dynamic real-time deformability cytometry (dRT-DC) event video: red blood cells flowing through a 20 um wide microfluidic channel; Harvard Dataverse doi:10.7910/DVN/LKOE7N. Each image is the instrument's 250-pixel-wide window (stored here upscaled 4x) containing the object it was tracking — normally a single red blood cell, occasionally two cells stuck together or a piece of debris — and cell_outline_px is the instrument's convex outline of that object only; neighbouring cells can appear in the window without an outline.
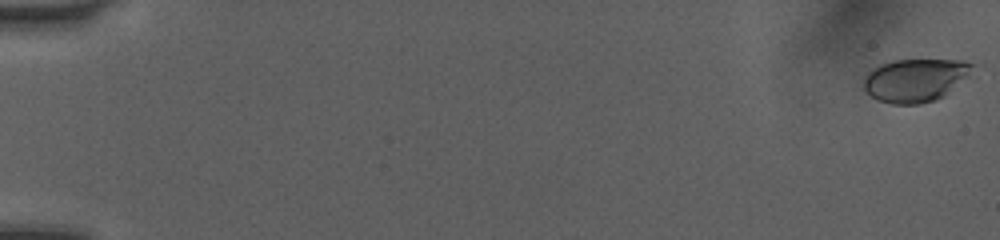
{"species": "human", "species_latin": "Homo sapiens", "temperature_condition": "room temperature", "stored_images_in_passage": 52, "camera_frame_rate_fps": 3000, "um_per_image_px": 0.085, "donor": {"sex": "female"}, "frame": {"image": 1, "passage_image": 1, "time_ms": 0.0, "image_size_px": [1000, 240], "cell_outline_px": [[976, 64], [968, 76], [944, 96], [936, 100], [920, 104], [892, 104], [876, 100], [864, 88], [864, 76], [872, 68], [880, 64], [892, 60], [964, 60]], "centroid_in_image_um": [77.8, 6.81], "position_along_channel_um": 7.2, "area_um2": 27.46}}
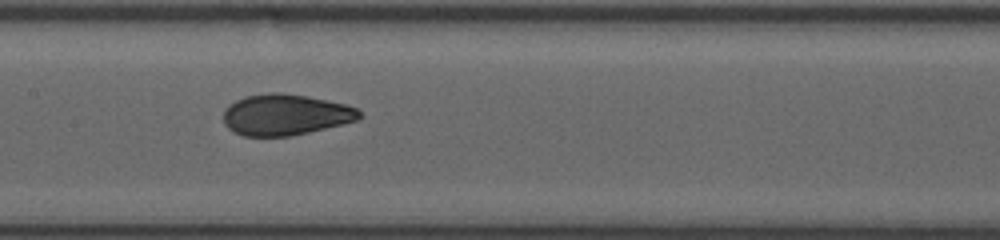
{"frame": {"image": 2, "passage_image": 28, "time_ms": 9.0, "image_size_px": [1000, 240], "cell_outline_px": [[364, 116], [360, 120], [344, 124], [292, 136], [244, 136], [228, 128], [224, 124], [224, 108], [228, 104], [244, 96], [268, 92], [280, 92], [308, 96], [344, 104], [356, 108]], "centroid_in_image_um": [24.27, 9.74], "position_along_channel_um": 183.1, "area_um2": 32.83}}
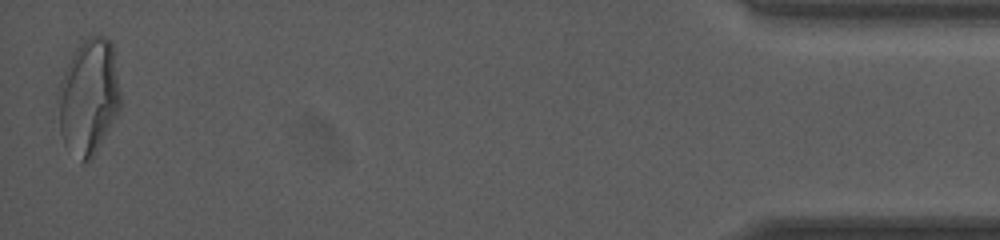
{"frame": {"image": 3, "passage_image": 52, "time_ms": 17.0, "image_size_px": [1000, 240], "cell_outline_px": [[120, 112], [88, 164], [84, 164], [64, 144], [60, 132], [56, 100], [56, 92], [60, 80], [76, 48], [88, 36], [104, 36], [112, 44], [120, 92]], "centroid_in_image_um": [7.51, 8.27], "position_along_channel_um": 427.7, "area_um2": 42.31}, "authors_computed_cell_mechanics": {"area_um2": 32.4547, "velocity_mm_per_s": 4.0623, "shape_relaxation_time_tau1_ms": 6.9017, "shape_relaxation_time_tau2_ms": 0.7593, "deformation_change_tau1": 0.2114, "deformation_change_tau2": 0.0497}}